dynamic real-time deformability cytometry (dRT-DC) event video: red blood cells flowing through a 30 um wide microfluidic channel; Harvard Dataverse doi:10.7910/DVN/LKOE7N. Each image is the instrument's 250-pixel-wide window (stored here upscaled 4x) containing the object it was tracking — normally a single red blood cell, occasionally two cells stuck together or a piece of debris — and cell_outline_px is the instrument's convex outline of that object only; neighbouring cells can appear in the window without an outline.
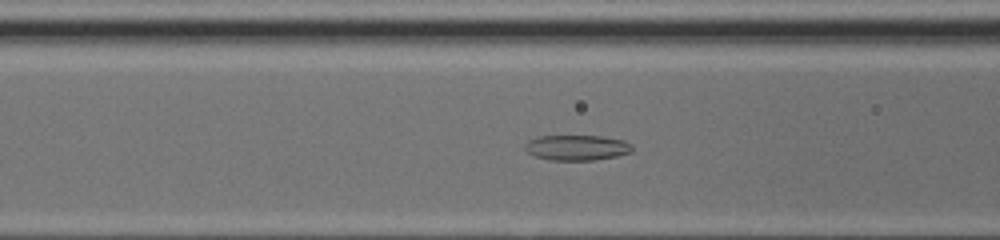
{"species": "common noctule bat (a hibernating species)", "species_latin": "Nyctalus noctula", "temperature_condition": "cold", "stored_images_in_passage": 50, "camera_frame_rate_fps": 3000, "um_per_image_px": 0.085, "animal": {"sex": "female", "body_mass_g": 17.0, "forearm_length_mm": 48.0}, "frame": {"image": 1, "passage_image": 20, "time_ms": 6.333, "image_size_px": [1000, 240], "cell_outline_px": [[632, 152], [616, 156], [592, 160], [548, 160], [536, 156], [528, 152], [524, 148], [524, 144], [528, 140], [540, 136], [604, 136], [624, 140], [632, 144]], "centroid_in_image_um": [49.04, 12.54], "position_along_channel_um": 117.6, "area_um2": 15.9}}
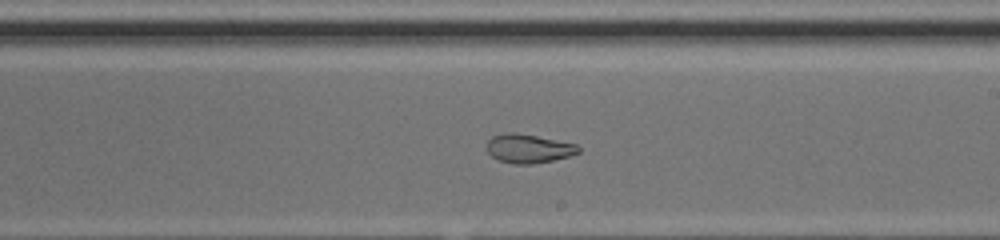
{"frame": {"image": 2, "passage_image": 29, "time_ms": 9.333, "image_size_px": [1000, 240], "cell_outline_px": [[580, 152], [568, 156], [552, 160], [532, 164], [512, 164], [496, 160], [488, 152], [488, 140], [492, 136], [504, 132], [516, 132], [576, 144], [580, 148]], "centroid_in_image_um": [44.89, 12.63], "position_along_channel_um": 244.1, "area_um2": 15.37}}
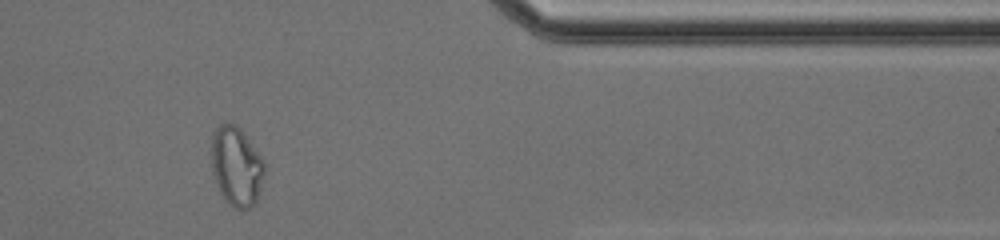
{"frame": {"image": 3, "passage_image": 41, "time_ms": 13.333, "image_size_px": [1000, 240], "cell_outline_px": [[264, 176], [256, 200], [248, 208], [236, 208], [228, 204], [220, 192], [216, 184], [212, 172], [212, 132], [220, 124], [236, 124], [240, 128], [264, 160]], "centroid_in_image_um": [20.08, 14.12], "position_along_channel_um": 391.3, "area_um2": 24.28}, "authors_computed_cell_mechanics": {"area_um2": 18.6983, "velocity_mm_per_s": 4.2327, "shape_relaxation_time_tau1_ms": null, "shape_relaxation_time_tau2_ms": 1.9305, "deformation_change_tau1": null, "deformation_change_tau2": 0.0789}}